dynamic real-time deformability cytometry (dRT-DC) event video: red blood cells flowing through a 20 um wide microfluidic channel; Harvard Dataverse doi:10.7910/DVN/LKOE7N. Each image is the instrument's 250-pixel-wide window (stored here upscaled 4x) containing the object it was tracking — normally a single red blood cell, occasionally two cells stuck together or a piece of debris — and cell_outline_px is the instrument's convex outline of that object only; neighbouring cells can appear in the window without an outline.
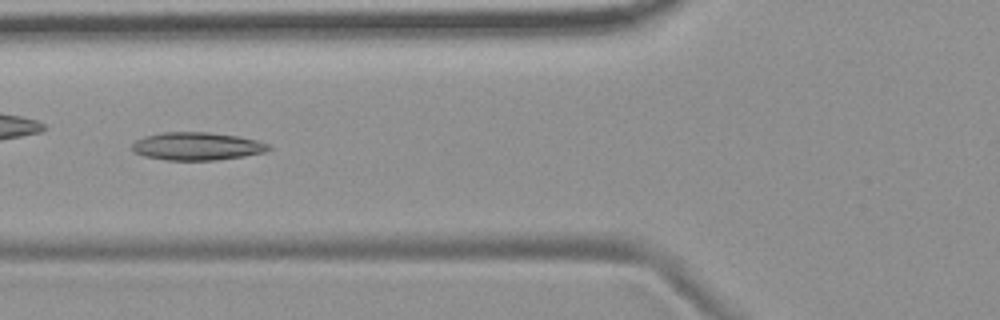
{"species": "common noctule bat (a hibernating species)", "species_latin": "Nyctalus noctula", "temperature_condition": "room temperature", "stored_images_in_passage": 8, "camera_frame_rate_fps": 3000, "um_per_image_px": 0.085, "animal": {"sex": "female", "body_mass_g": 19.9}, "frame": {"image": 1, "passage_image": 7, "time_ms": 7.0, "image_size_px": [1000, 320], "cell_outline_px": [[272, 148], [264, 152], [244, 156], [216, 160], [168, 160], [144, 156], [136, 152], [132, 148], [132, 144], [136, 140], [144, 136], [160, 132], [208, 132], [240, 136], [256, 140], [268, 144]], "centroid_in_image_um": [16.75, 12.42], "position_along_channel_um": 109.1, "area_um2": 22.2}}
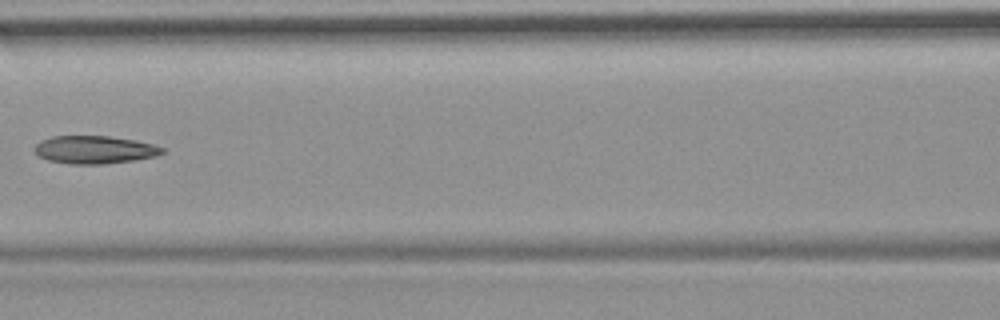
{"frame": {"image": 2, "passage_image": 8, "time_ms": 8.333, "image_size_px": [1000, 320], "cell_outline_px": [[164, 152], [156, 156], [132, 160], [104, 164], [68, 164], [48, 160], [40, 156], [32, 148], [40, 140], [52, 136], [108, 136], [136, 140], [152, 144], [164, 148]], "centroid_in_image_um": [8.01, 12.72], "position_along_channel_um": 158.6, "area_um2": 20.75}}